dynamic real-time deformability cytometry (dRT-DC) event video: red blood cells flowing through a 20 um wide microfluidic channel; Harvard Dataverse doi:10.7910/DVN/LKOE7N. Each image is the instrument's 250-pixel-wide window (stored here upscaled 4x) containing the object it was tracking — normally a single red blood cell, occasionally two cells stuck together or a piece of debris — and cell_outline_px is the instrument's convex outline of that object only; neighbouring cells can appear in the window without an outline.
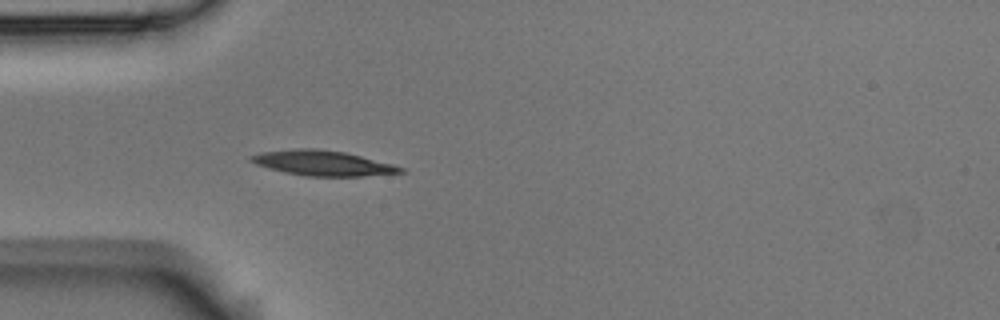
{"species": "Egyptian fruit bat (a non-hibernating species)", "species_latin": "Rousettus aegyptiacus", "temperature_condition": "room temperature", "stored_images_in_passage": 5, "camera_frame_rate_fps": 3000, "um_per_image_px": 0.085, "animal": {"sex": "male"}, "frame": {"image": 1, "passage_image": 5, "time_ms": 1.333, "image_size_px": [1000, 320], "cell_outline_px": [[404, 172], [360, 176], [304, 176], [284, 172], [268, 168], [256, 164], [248, 160], [248, 156], [260, 152], [296, 148], [316, 148], [344, 152], [392, 164], [404, 168]], "centroid_in_image_um": [27.35, 13.85], "position_along_channel_um": 57.6, "area_um2": 21.79}}